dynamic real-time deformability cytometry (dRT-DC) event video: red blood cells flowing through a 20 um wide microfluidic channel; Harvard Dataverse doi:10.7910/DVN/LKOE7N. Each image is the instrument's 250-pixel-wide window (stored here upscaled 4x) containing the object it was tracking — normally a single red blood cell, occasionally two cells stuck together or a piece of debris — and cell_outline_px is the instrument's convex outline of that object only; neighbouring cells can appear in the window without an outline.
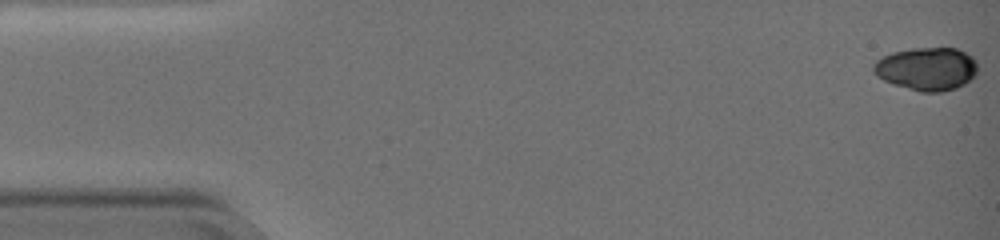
{"species": "common noctule bat (a hibernating species)", "species_latin": "Nyctalus noctula", "temperature_condition": "warm", "stored_images_in_passage": 60, "camera_frame_rate_fps": 3000, "um_per_image_px": 0.085, "animal": {"sex": "female", "body_mass_g": 19.0, "forearm_length_mm": 51.5}, "frame": {"image": 1, "passage_image": 1, "time_ms": 0.0, "image_size_px": [1000, 240], "cell_outline_px": [[976, 72], [964, 84], [956, 88], [940, 92], [920, 92], [884, 80], [876, 76], [872, 72], [872, 64], [876, 60], [892, 52], [912, 48], [956, 48], [972, 56], [976, 60]], "centroid_in_image_um": [78.74, 5.84], "position_along_channel_um": 6.3, "area_um2": 26.01}}
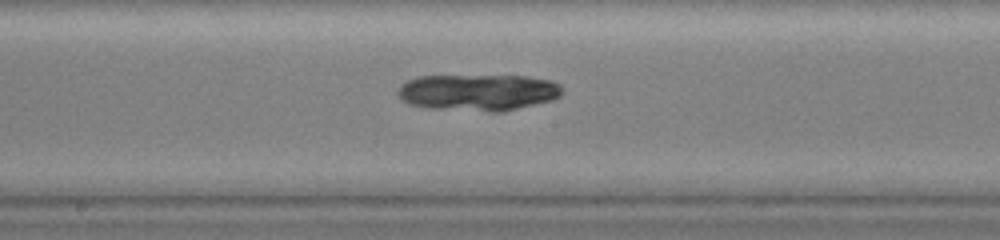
{"frame": {"image": 2, "passage_image": 33, "time_ms": 10.667, "image_size_px": [1000, 240], "cell_outline_px": [[564, 92], [560, 96], [552, 100], [504, 112], [488, 112], [424, 108], [408, 104], [396, 92], [400, 84], [416, 76], [528, 76], [552, 80], [560, 84]], "centroid_in_image_um": [40.65, 7.86], "position_along_channel_um": 207.5, "area_um2": 35.6}}
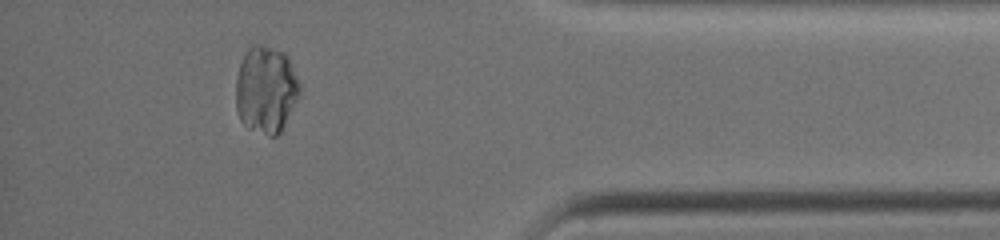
{"frame": {"image": 3, "passage_image": 54, "time_ms": 17.667, "image_size_px": [1000, 240], "cell_outline_px": [[300, 92], [280, 132], [276, 136], [268, 136], [248, 128], [240, 120], [236, 108], [236, 76], [244, 52], [252, 44], [264, 44], [284, 52], [288, 56], [300, 84]], "centroid_in_image_um": [22.58, 7.58], "position_along_channel_um": 412.6, "area_um2": 32.6}}